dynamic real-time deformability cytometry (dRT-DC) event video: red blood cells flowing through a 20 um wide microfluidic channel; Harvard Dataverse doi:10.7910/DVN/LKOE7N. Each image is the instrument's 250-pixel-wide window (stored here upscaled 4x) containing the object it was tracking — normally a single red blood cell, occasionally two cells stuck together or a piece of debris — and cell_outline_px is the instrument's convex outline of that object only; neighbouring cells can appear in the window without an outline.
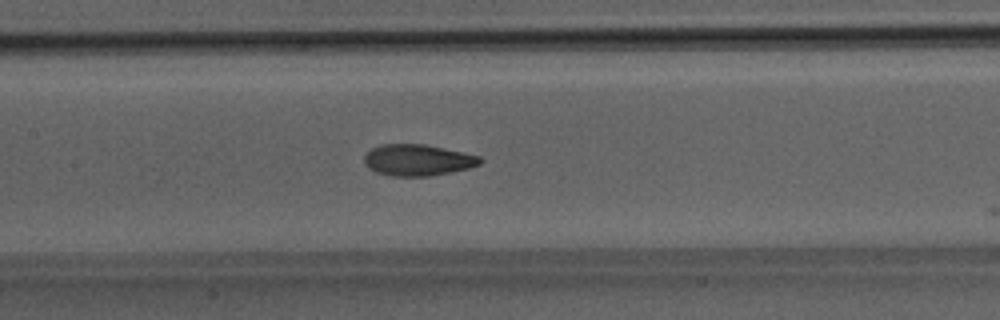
{"species": "Egyptian fruit bat (a non-hibernating species)", "species_latin": "Rousettus aegyptiacus", "temperature_condition": "room temperature", "stored_images_in_passage": 15, "camera_frame_rate_fps": 3000, "um_per_image_px": 0.085, "animal": {"sex": "male"}, "frame": {"image": 1, "passage_image": 14, "time_ms": 4.333, "image_size_px": [1000, 320], "cell_outline_px": [[484, 160], [480, 164], [468, 168], [452, 172], [428, 176], [392, 176], [376, 172], [368, 168], [364, 164], [364, 156], [372, 148], [380, 144], [424, 144], [480, 156]], "centroid_in_image_um": [35.49, 13.61], "position_along_channel_um": 171.9, "area_um2": 21.15}}